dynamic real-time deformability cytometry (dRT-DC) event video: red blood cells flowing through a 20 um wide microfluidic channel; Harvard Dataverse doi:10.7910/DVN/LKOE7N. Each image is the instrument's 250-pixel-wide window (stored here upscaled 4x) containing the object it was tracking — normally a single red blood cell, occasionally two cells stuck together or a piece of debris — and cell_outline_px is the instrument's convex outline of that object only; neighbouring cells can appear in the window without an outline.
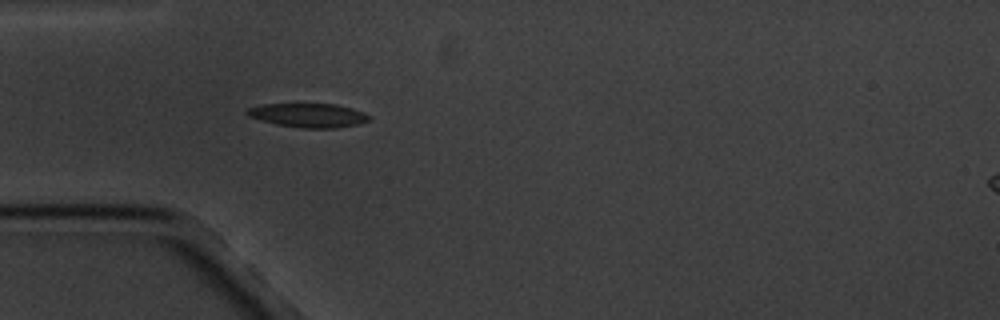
{"species": "common noctule bat (a hibernating species)", "species_latin": "Nyctalus noctula", "temperature_condition": "cold", "stored_images_in_passage": 3, "camera_frame_rate_fps": 3000, "um_per_image_px": 0.085, "animal": {"sex": "male", "body_mass_g": 20.1, "forearm_length_mm": 53.5}, "frame": {"image": 1, "passage_image": 3, "time_ms": 3.333, "image_size_px": [1000, 320], "cell_outline_px": [[372, 120], [356, 124], [336, 128], [300, 128], [276, 124], [260, 120], [248, 116], [244, 112], [248, 108], [264, 104], [336, 104], [352, 108], [364, 112], [372, 116]], "centroid_in_image_um": [26.23, 9.8], "position_along_channel_um": 58.8, "area_um2": 17.17}}